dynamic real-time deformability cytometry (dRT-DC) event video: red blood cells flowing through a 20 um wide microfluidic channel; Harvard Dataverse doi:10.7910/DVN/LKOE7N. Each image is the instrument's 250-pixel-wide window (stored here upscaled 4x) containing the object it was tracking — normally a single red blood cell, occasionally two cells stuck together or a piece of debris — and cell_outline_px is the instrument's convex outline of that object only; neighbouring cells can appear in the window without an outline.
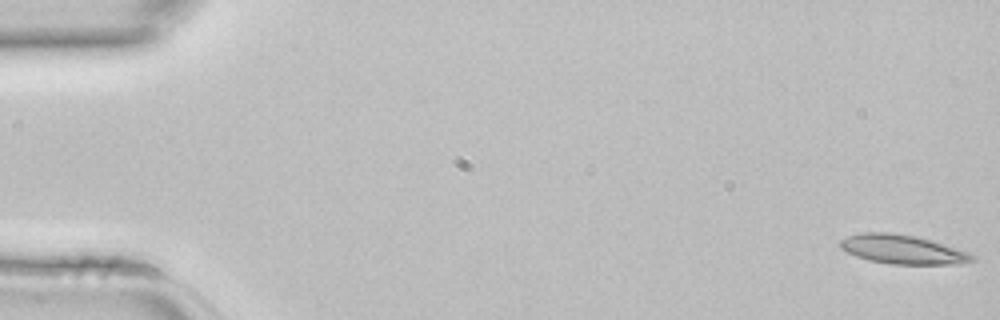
{"species": "common noctule bat (a hibernating species)", "species_latin": "Nyctalus noctula", "temperature_condition": "room temperature", "stored_images_in_passage": 11, "camera_frame_rate_fps": 3000, "um_per_image_px": 0.085, "animal": {"sex": "female", "body_mass_g": 22.7, "forearm_length_mm": 54.2}, "frame": {"image": 1, "passage_image": 1, "time_ms": 0.0, "image_size_px": [1000, 320], "cell_outline_px": [[976, 260], [960, 264], [892, 264], [868, 260], [856, 256], [840, 248], [836, 244], [840, 240], [848, 236], [864, 232], [892, 232], [916, 236], [932, 240], [968, 252], [976, 256]], "centroid_in_image_um": [76.72, 21.19], "position_along_channel_um": 8.3, "area_um2": 22.54}}